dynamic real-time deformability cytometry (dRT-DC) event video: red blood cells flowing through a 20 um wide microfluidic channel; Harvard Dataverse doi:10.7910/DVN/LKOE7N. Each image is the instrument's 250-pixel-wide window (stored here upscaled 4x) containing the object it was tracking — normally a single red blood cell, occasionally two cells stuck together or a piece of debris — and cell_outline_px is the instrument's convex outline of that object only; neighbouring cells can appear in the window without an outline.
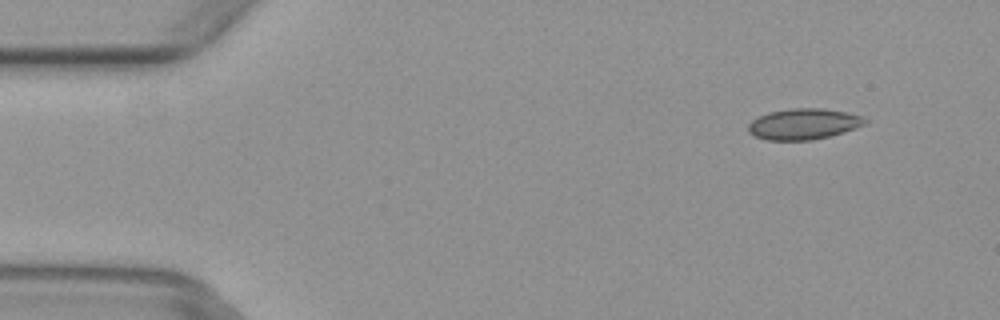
{"species": "common noctule bat (a hibernating species)", "species_latin": "Nyctalus noctula", "temperature_condition": "warm", "stored_images_in_passage": 5, "camera_frame_rate_fps": 3000, "um_per_image_px": 0.085, "animal": {"sex": "female", "body_mass_g": 29.2, "forearm_length_mm": 56.3}, "frame": {"image": 1, "passage_image": 2, "time_ms": 0.333, "image_size_px": [1000, 320], "cell_outline_px": [[868, 124], [844, 132], [812, 140], [764, 140], [748, 132], [748, 124], [752, 120], [768, 112], [792, 108], [820, 108], [844, 112], [864, 116], [868, 120]], "centroid_in_image_um": [68.33, 10.54], "position_along_channel_um": 16.7, "area_um2": 21.1}}